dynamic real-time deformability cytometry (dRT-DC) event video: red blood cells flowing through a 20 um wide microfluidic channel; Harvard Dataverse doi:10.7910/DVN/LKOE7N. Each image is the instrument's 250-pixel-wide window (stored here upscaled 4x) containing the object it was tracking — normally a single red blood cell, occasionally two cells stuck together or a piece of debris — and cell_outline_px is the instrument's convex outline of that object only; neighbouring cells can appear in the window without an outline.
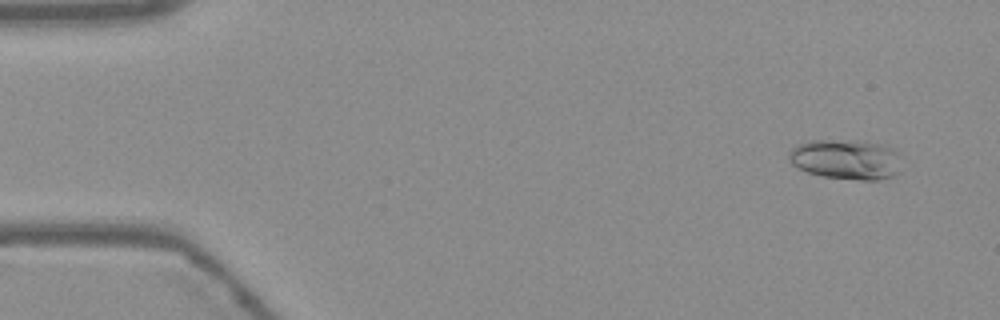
{"species": "Egyptian fruit bat (a non-hibernating species)", "species_latin": "Rousettus aegyptiacus", "temperature_condition": "warm", "stored_images_in_passage": 54, "camera_frame_rate_fps": 3000, "um_per_image_px": 0.085, "frame": {"image": 1, "passage_image": 4, "time_ms": 1.0, "image_size_px": [1000, 320], "cell_outline_px": [[900, 172], [892, 176], [880, 180], [860, 180], [824, 176], [808, 172], [792, 164], [788, 160], [788, 152], [796, 144], [808, 140], [856, 140], [884, 144], [896, 148], [900, 156]], "centroid_in_image_um": [71.95, 13.52], "position_along_channel_um": 13.1, "area_um2": 26.82}}
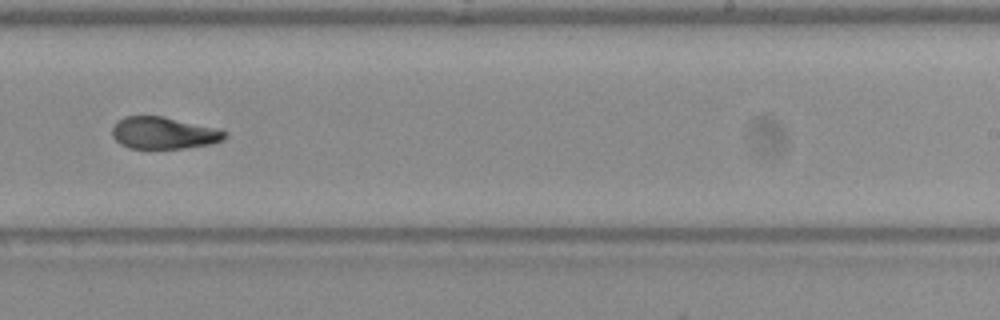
{"frame": {"image": 2, "passage_image": 34, "time_ms": 11.0, "image_size_px": [1000, 320], "cell_outline_px": [[228, 136], [224, 140], [212, 144], [184, 148], [128, 148], [120, 144], [112, 136], [112, 124], [116, 120], [124, 116], [164, 116], [220, 128], [228, 132]], "centroid_in_image_um": [13.94, 11.29], "position_along_channel_um": 275.1, "area_um2": 21.5}}
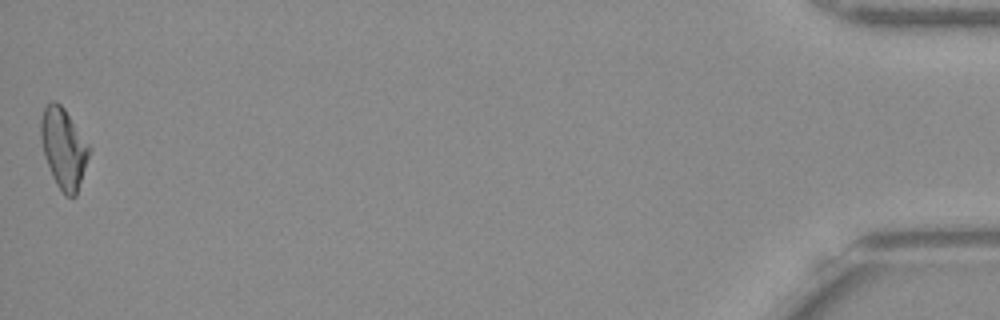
{"frame": {"image": 3, "passage_image": 54, "time_ms": 17.667, "image_size_px": [1000, 320], "cell_outline_px": [[92, 148], [76, 196], [64, 196], [56, 184], [52, 176], [44, 156], [40, 140], [40, 120], [44, 108], [52, 100], [56, 100], [64, 108]], "centroid_in_image_um": [5.4, 12.6], "position_along_channel_um": 429.8, "area_um2": 22.83}, "authors_computed_cell_mechanics": {"area_um2": 21.9062, "velocity_mm_per_s": 3.7837, "shape_relaxation_time_tau1_ms": null, "shape_relaxation_time_tau2_ms": 4.2743, "deformation_change_tau1": null, "deformation_change_tau2": 0.0808}}